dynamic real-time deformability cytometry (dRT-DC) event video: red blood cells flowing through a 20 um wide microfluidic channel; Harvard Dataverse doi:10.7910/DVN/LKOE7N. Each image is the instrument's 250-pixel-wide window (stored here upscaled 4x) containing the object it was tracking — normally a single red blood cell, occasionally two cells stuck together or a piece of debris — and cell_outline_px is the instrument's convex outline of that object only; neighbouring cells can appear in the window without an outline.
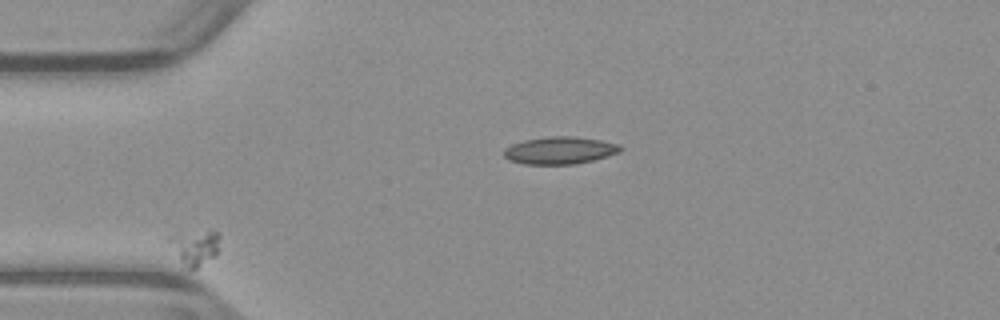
{"species": "common noctule bat (a hibernating species)", "species_latin": "Nyctalus noctula", "temperature_condition": "warm", "stored_images_in_passage": 16, "camera_frame_rate_fps": 3000, "um_per_image_px": 0.085, "animal": {"sex": "male", "body_mass_g": 23.1, "forearm_length_mm": 52.7}, "frame": {"image": 1, "passage_image": 1, "time_ms": 0.0, "image_size_px": [1000, 320], "cell_outline_px": [[220, 236], [216, 256], [192, 272], [184, 268], [168, 240], [168, 236], [176, 232], [216, 232]], "centroid_in_image_um": [16.54, 21.07], "position_along_channel_um": 68.5, "area_um2": 10.52}}
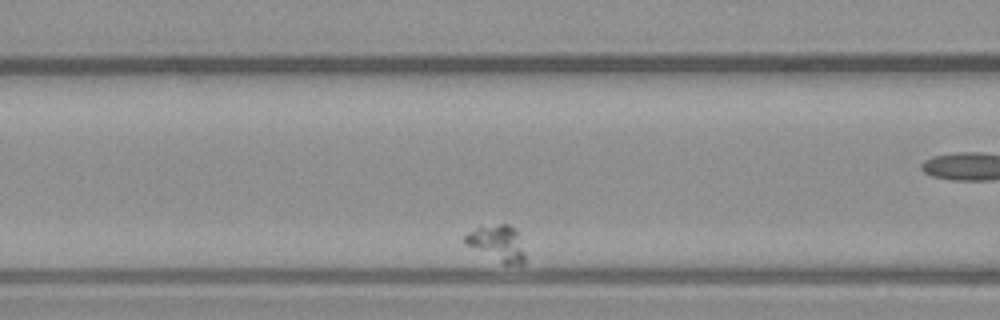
{"frame": {"image": 2, "passage_image": 7, "time_ms": 2.0, "image_size_px": [1000, 320], "cell_outline_px": [[524, 264], [504, 264], [464, 244], [464, 236], [468, 232], [480, 224], [508, 224], [516, 228], [524, 252]], "centroid_in_image_um": [42.23, 20.63], "position_along_channel_um": 124.4, "area_um2": 12.77}}